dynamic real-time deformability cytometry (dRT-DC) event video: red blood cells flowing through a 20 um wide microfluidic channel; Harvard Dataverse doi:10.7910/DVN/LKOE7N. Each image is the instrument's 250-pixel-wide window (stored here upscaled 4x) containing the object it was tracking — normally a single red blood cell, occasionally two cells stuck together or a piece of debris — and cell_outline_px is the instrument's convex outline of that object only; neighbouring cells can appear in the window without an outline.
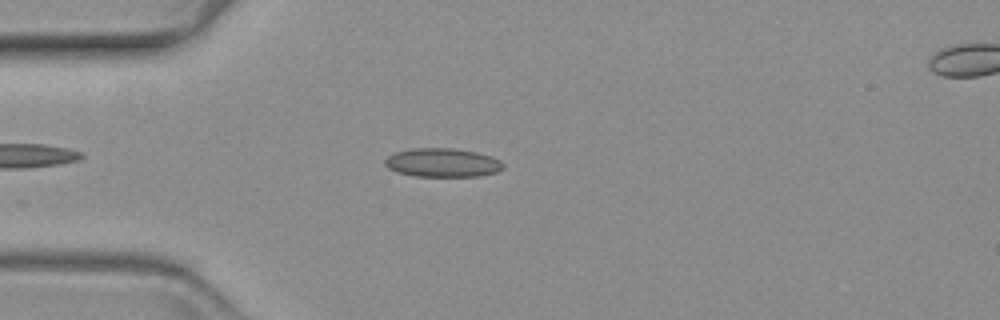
{"species": "common noctule bat (a hibernating species)", "species_latin": "Nyctalus noctula", "temperature_condition": "warm", "stored_images_in_passage": 22, "camera_frame_rate_fps": 3000, "um_per_image_px": 0.085, "animal": {"sex": "female", "body_mass_g": 19.3, "forearm_length_mm": 54.1}, "frame": {"image": 1, "passage_image": 10, "time_ms": 3.0, "image_size_px": [1000, 320], "cell_outline_px": [[504, 168], [496, 172], [480, 176], [416, 176], [396, 172], [388, 168], [384, 164], [384, 160], [388, 156], [396, 152], [412, 148], [452, 148], [476, 152], [492, 156], [500, 160], [504, 164]], "centroid_in_image_um": [37.62, 13.82], "position_along_channel_um": 47.4, "area_um2": 19.88}}
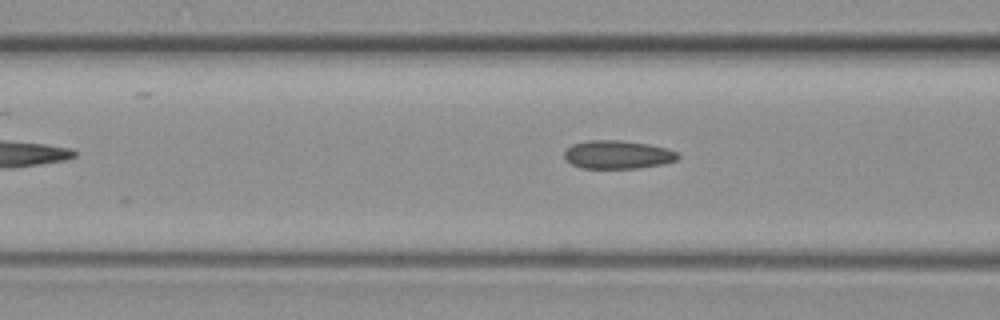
{"frame": {"image": 2, "passage_image": 17, "time_ms": 5.333, "image_size_px": [1000, 320], "cell_outline_px": [[680, 156], [676, 160], [664, 164], [636, 168], [580, 168], [564, 160], [564, 152], [572, 144], [588, 140], [620, 140], [648, 144], [668, 148], [676, 152]], "centroid_in_image_um": [52.48, 13.14], "position_along_channel_um": 114.1, "area_um2": 18.84}}
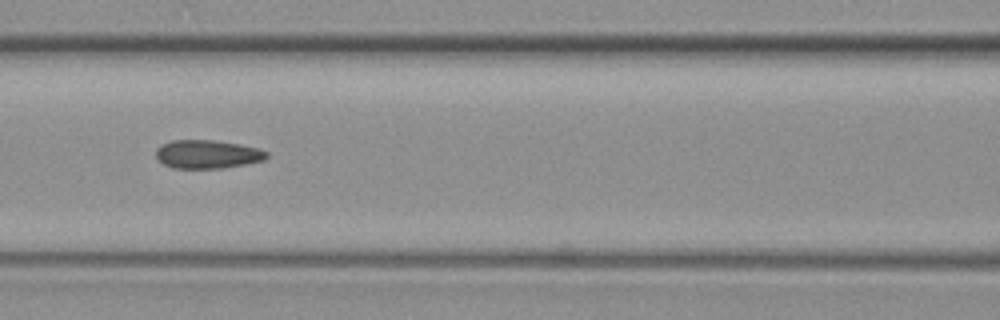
{"frame": {"image": 3, "passage_image": 20, "time_ms": 6.333, "image_size_px": [1000, 320], "cell_outline_px": [[268, 156], [264, 160], [224, 168], [172, 168], [164, 164], [156, 156], [156, 148], [160, 144], [172, 140], [216, 140], [240, 144], [260, 148], [268, 152]], "centroid_in_image_um": [17.63, 13.1], "position_along_channel_um": 149.0, "area_um2": 18.5}}